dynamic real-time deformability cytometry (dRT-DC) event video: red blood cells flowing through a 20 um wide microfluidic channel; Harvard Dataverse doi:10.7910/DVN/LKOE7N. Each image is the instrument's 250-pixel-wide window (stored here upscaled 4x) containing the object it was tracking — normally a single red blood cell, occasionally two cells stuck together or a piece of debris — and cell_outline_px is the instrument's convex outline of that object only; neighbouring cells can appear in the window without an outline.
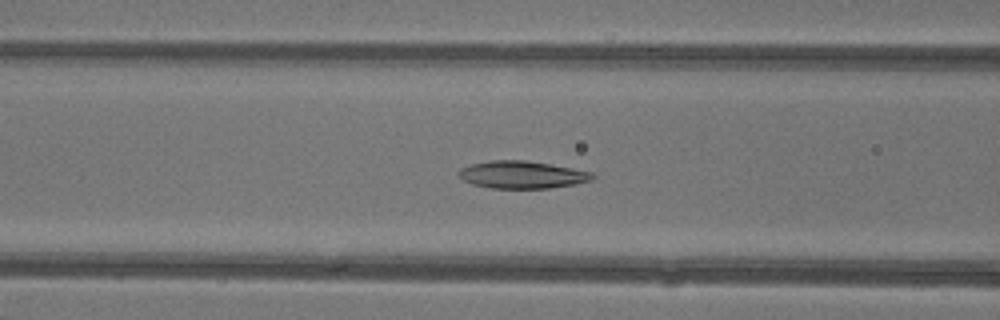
{"species": "common noctule bat (a hibernating species)", "species_latin": "Nyctalus noctula", "temperature_condition": "warm", "stored_images_in_passage": 35, "camera_frame_rate_fps": 3000, "um_per_image_px": 0.085, "animal": {"sex": "female"}, "frame": {"image": 1, "passage_image": 7, "time_ms": 2.0, "image_size_px": [1000, 320], "cell_outline_px": [[596, 176], [592, 180], [576, 184], [548, 188], [492, 188], [472, 184], [464, 180], [456, 172], [460, 168], [472, 164], [492, 160], [524, 160], [572, 168], [592, 172]], "centroid_in_image_um": [44.38, 14.85], "position_along_channel_um": 122.2, "area_um2": 21.27}}
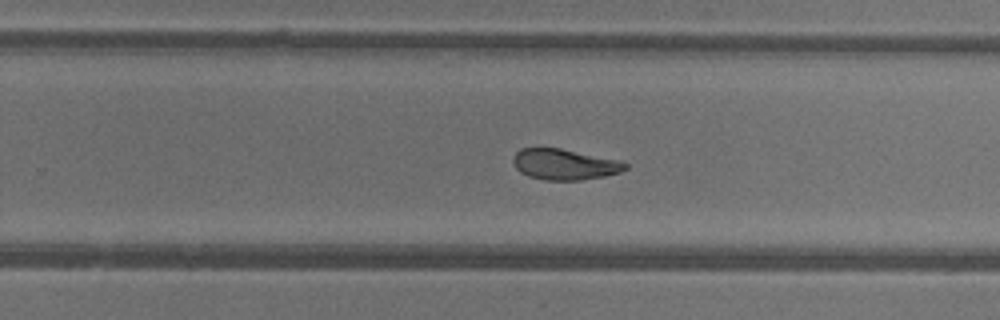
{"frame": {"image": 2, "passage_image": 18, "time_ms": 5.667, "image_size_px": [1000, 320], "cell_outline_px": [[628, 168], [620, 172], [604, 176], [580, 180], [544, 180], [528, 176], [520, 172], [516, 168], [512, 160], [512, 156], [520, 148], [560, 148], [620, 160], [628, 164]], "centroid_in_image_um": [47.97, 13.97], "position_along_channel_um": 281.8, "area_um2": 20.23}}
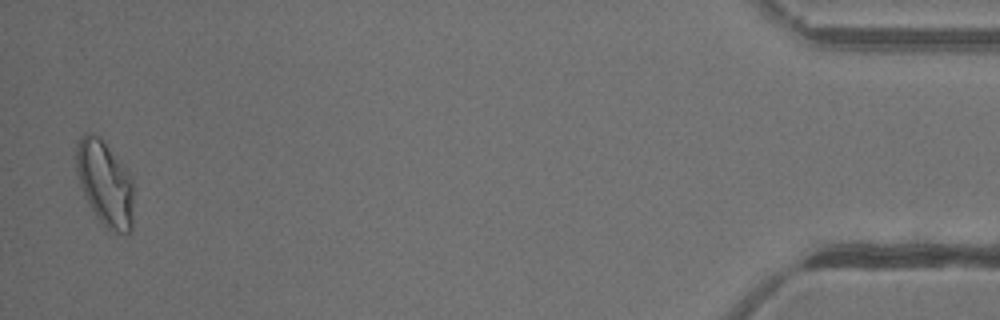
{"frame": {"image": 3, "passage_image": 34, "time_ms": 11.0, "image_size_px": [1000, 320], "cell_outline_px": [[132, 232], [124, 236], [108, 228], [96, 216], [80, 184], [76, 168], [76, 144], [80, 136], [84, 132], [92, 132], [100, 136], [132, 176]], "centroid_in_image_um": [8.93, 15.55], "position_along_channel_um": 426.3, "area_um2": 28.44}, "authors_computed_cell_mechanics": {"area_um2": 21.5016, "velocity_mm_per_s": 4.3687, "shape_relaxation_time_tau1_ms": 4.4755, "shape_relaxation_time_tau2_ms": 3.4196, "deformation_change_tau1": 0.1708, "deformation_change_tau2": 0.0972}}